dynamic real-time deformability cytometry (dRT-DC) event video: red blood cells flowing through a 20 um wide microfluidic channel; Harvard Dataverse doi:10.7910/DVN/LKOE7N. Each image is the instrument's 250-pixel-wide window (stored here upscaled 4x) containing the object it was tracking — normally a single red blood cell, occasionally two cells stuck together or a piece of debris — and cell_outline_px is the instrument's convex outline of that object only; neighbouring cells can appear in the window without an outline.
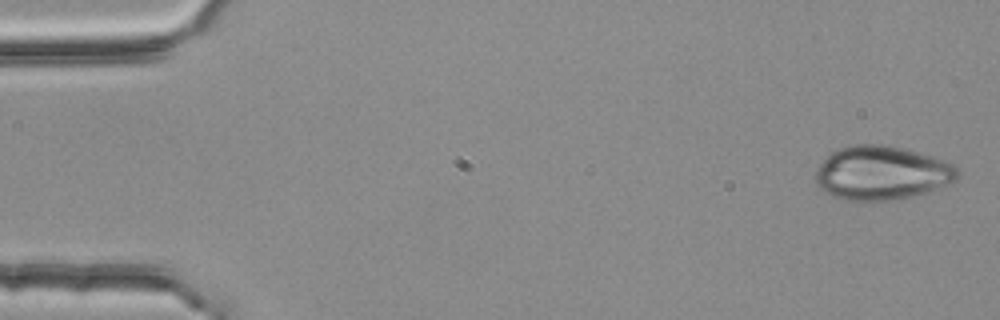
{"species": "common noctule bat (a hibernating species)", "species_latin": "Nyctalus noctula", "temperature_condition": "room temperature", "stored_images_in_passage": 53, "camera_frame_rate_fps": 3000, "um_per_image_px": 0.085, "animal": {"sex": "female", "body_mass_g": 25.1}, "frame": {"image": 1, "passage_image": 1, "time_ms": 0.0, "image_size_px": [1000, 320], "cell_outline_px": [[960, 172], [956, 180], [940, 188], [928, 192], [896, 200], [840, 200], [832, 196], [820, 188], [816, 184], [816, 168], [832, 152], [840, 148], [856, 144], [884, 144], [916, 152], [944, 160], [956, 164]], "centroid_in_image_um": [74.97, 14.71], "position_along_channel_um": 10.0, "area_um2": 44.68}}
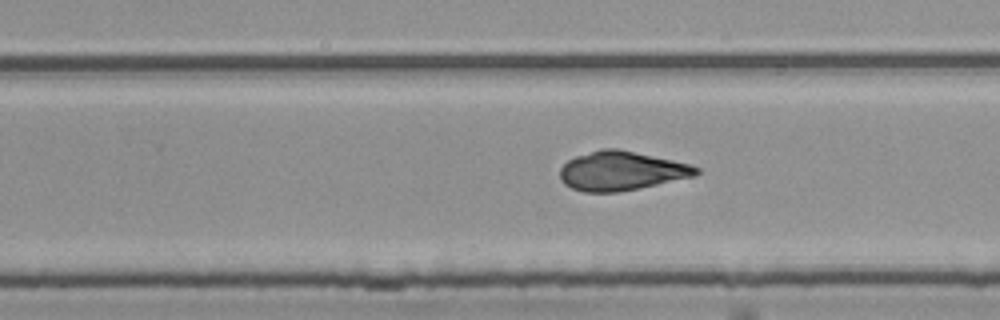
{"frame": {"image": 2, "passage_image": 33, "time_ms": 10.667, "image_size_px": [1000, 320], "cell_outline_px": [[700, 172], [692, 176], [656, 184], [616, 192], [584, 192], [572, 188], [564, 184], [560, 180], [560, 168], [568, 160], [576, 156], [600, 148], [616, 148], [692, 164], [700, 168]], "centroid_in_image_um": [52.78, 14.51], "position_along_channel_um": 277.0, "area_um2": 30.75}}
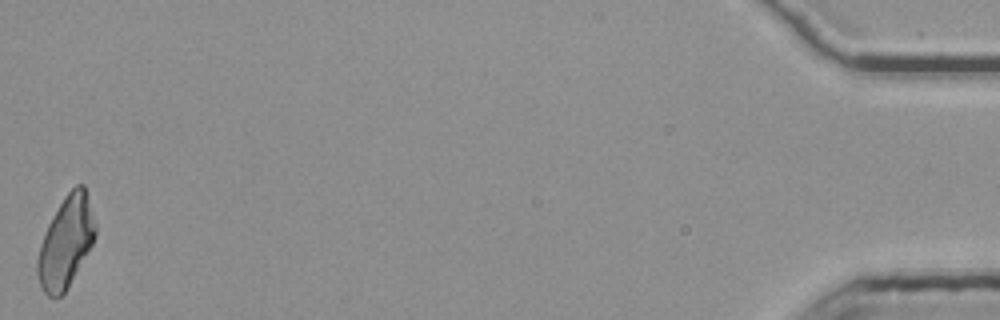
{"frame": {"image": 3, "passage_image": 53, "time_ms": 17.333, "image_size_px": [1000, 320], "cell_outline_px": [[96, 236], [92, 244], [68, 288], [60, 296], [48, 296], [44, 292], [40, 284], [36, 272], [36, 260], [40, 244], [48, 224], [64, 196], [76, 184], [84, 184], [96, 224]], "centroid_in_image_um": [5.6, 20.57], "position_along_channel_um": 429.6, "area_um2": 30.58}}